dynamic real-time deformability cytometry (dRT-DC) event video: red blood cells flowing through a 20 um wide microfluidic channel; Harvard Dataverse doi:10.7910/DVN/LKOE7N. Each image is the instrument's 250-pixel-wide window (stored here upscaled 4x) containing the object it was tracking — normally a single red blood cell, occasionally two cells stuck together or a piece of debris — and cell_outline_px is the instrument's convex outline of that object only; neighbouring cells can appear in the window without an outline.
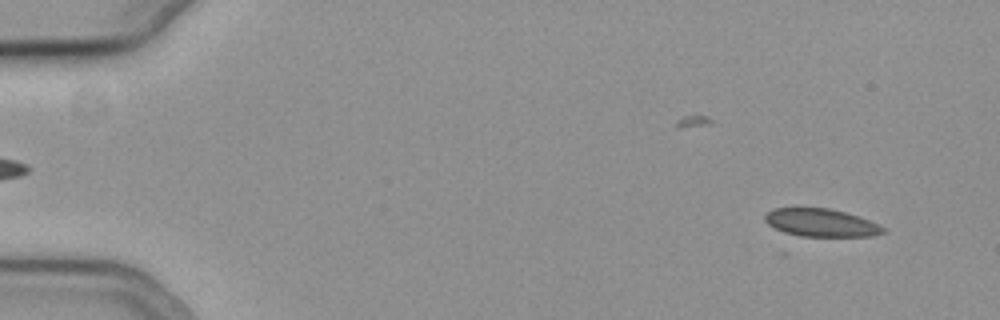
{"species": "common noctule bat (a hibernating species)", "species_latin": "Nyctalus noctula", "temperature_condition": "cold", "stored_images_in_passage": 11, "camera_frame_rate_fps": 3000, "um_per_image_px": 0.085, "animal": {"sex": "female", "body_mass_g": 19.3, "forearm_length_mm": 54.1}, "frame": {"image": 1, "passage_image": 4, "time_ms": 1.0, "image_size_px": [1000, 320], "cell_outline_px": [[888, 232], [872, 236], [800, 236], [784, 232], [768, 224], [764, 220], [764, 216], [772, 208], [828, 208], [860, 216], [880, 224]], "centroid_in_image_um": [69.83, 18.93], "position_along_channel_um": 15.2, "area_um2": 19.25}}